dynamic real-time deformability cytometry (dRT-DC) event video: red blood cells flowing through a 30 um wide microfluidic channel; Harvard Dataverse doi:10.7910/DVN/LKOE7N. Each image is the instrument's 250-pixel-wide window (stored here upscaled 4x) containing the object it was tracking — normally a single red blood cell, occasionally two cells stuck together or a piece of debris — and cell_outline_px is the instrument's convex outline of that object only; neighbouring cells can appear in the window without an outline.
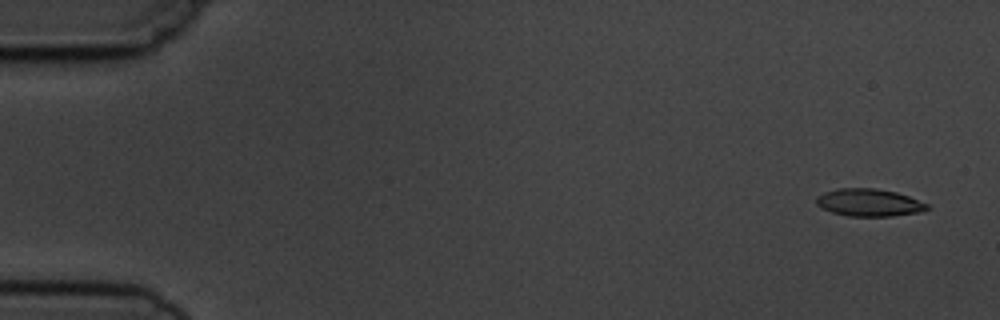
{"species": "common noctule bat (a hibernating species)", "species_latin": "Nyctalus noctula", "temperature_condition": "cold", "stored_images_in_passage": 4, "camera_frame_rate_fps": 3000, "um_per_image_px": 0.085, "animal": {"sex": "male", "body_mass_g": 19.5, "forearm_length_mm": 54.6}, "frame": {"image": 1, "passage_image": 1, "time_ms": 0.0, "image_size_px": [1000, 320], "cell_outline_px": [[928, 208], [920, 212], [892, 216], [848, 216], [832, 212], [820, 208], [816, 204], [816, 196], [824, 192], [836, 188], [876, 188], [896, 192], [908, 196], [928, 204]], "centroid_in_image_um": [73.82, 17.21], "position_along_channel_um": 11.2, "area_um2": 17.8}}
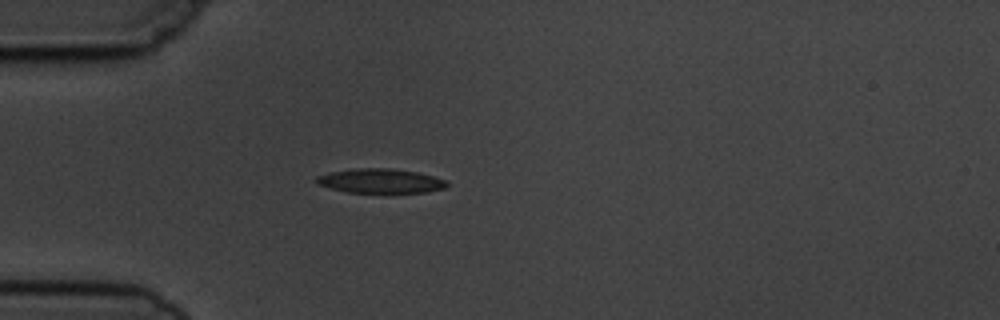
{"frame": {"image": 2, "passage_image": 4, "time_ms": 4.333, "image_size_px": [1000, 320], "cell_outline_px": [[448, 184], [444, 188], [428, 192], [348, 192], [316, 184], [316, 176], [328, 172], [360, 168], [388, 168], [416, 172], [432, 176], [444, 180]], "centroid_in_image_um": [32.3, 15.37], "position_along_channel_um": 52.7, "area_um2": 18.21}}